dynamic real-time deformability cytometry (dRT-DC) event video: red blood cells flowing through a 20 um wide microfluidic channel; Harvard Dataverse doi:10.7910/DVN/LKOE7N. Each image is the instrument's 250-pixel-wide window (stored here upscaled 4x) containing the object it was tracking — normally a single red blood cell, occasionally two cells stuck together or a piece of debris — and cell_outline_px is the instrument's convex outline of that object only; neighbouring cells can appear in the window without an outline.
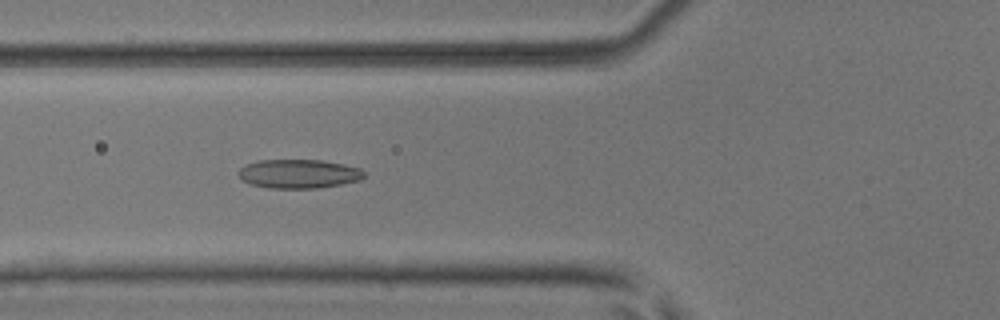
{"species": "common noctule bat (a hibernating species)", "species_latin": "Nyctalus noctula", "temperature_condition": "room temperature", "stored_images_in_passage": 46, "camera_frame_rate_fps": 3000, "um_per_image_px": 0.085, "animal": {"sex": "male", "body_mass_g": 17.9, "forearm_length_mm": 54.2}, "frame": {"image": 1, "passage_image": 15, "time_ms": 4.667, "image_size_px": [1000, 320], "cell_outline_px": [[364, 176], [360, 180], [340, 184], [316, 188], [268, 188], [252, 184], [244, 180], [236, 172], [240, 168], [248, 164], [260, 160], [320, 160], [344, 164], [360, 168], [364, 172]], "centroid_in_image_um": [25.4, 14.77], "position_along_channel_um": 100.4, "area_um2": 20.98}}
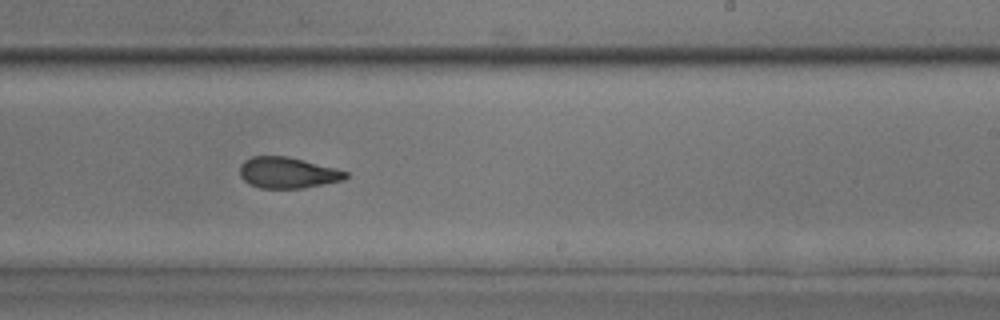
{"frame": {"image": 2, "passage_image": 27, "time_ms": 8.667, "image_size_px": [1000, 320], "cell_outline_px": [[348, 176], [344, 180], [304, 188], [260, 188], [248, 184], [240, 176], [240, 164], [244, 160], [252, 156], [288, 156], [336, 168], [348, 172]], "centroid_in_image_um": [24.44, 14.68], "position_along_channel_um": 264.6, "area_um2": 19.31}}
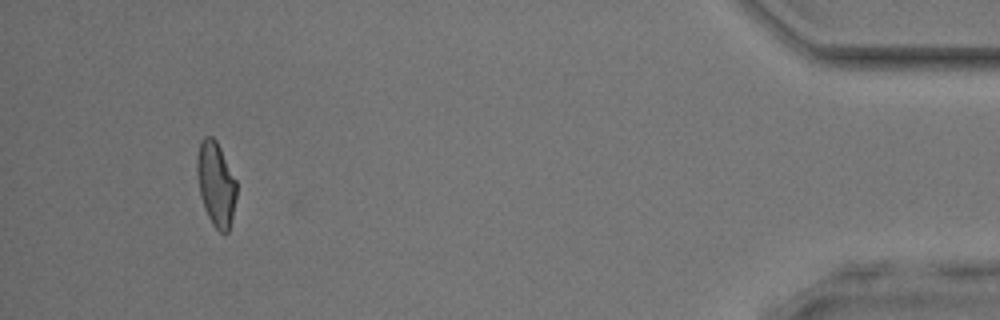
{"frame": {"image": 3, "passage_image": 43, "time_ms": 14.0, "image_size_px": [1000, 320], "cell_outline_px": [[236, 196], [232, 216], [228, 232], [220, 232], [212, 224], [204, 208], [200, 196], [196, 172], [196, 160], [200, 140], [204, 136], [212, 136], [216, 140], [236, 180]], "centroid_in_image_um": [18.33, 15.61], "position_along_channel_um": 416.9, "area_um2": 19.36}, "authors_computed_cell_mechanics": {"area_um2": 19.8254, "velocity_mm_per_s": 4.1151, "shape_relaxation_time_tau1_ms": 6.9685, "shape_relaxation_time_tau2_ms": 2.3247, "deformation_change_tau1": 0.1602, "deformation_change_tau2": 0.0904}}